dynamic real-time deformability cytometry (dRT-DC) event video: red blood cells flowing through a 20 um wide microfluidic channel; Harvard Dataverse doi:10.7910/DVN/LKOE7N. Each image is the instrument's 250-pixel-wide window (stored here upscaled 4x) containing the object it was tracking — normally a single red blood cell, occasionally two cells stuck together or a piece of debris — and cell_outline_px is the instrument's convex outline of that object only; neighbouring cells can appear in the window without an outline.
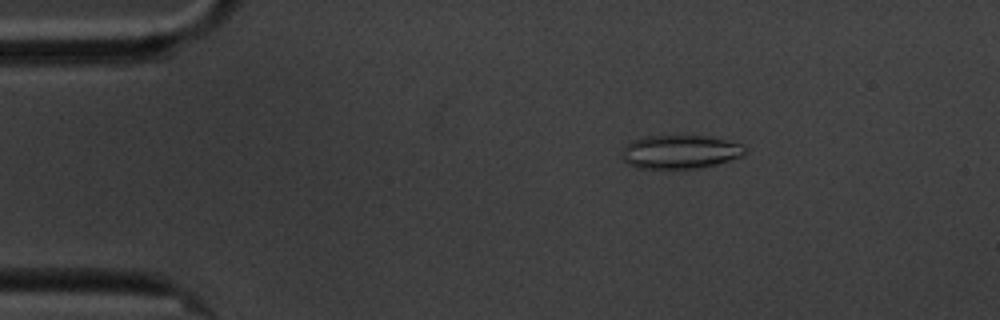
{"species": "common noctule bat (a hibernating species)", "species_latin": "Nyctalus noctula", "temperature_condition": "cold", "stored_images_in_passage": 59, "camera_frame_rate_fps": 3000, "um_per_image_px": 0.085, "animal": {"sex": "male", "body_mass_g": 20.1, "forearm_length_mm": 53.5}, "frame": {"image": 1, "passage_image": 10, "time_ms": 3.0, "image_size_px": [1000, 320], "cell_outline_px": [[748, 152], [740, 156], [716, 164], [700, 168], [636, 168], [628, 164], [624, 160], [620, 152], [632, 140], [648, 136], [712, 136], [744, 144], [748, 148]], "centroid_in_image_um": [57.85, 12.9], "position_along_channel_um": 27.1, "area_um2": 24.22}}
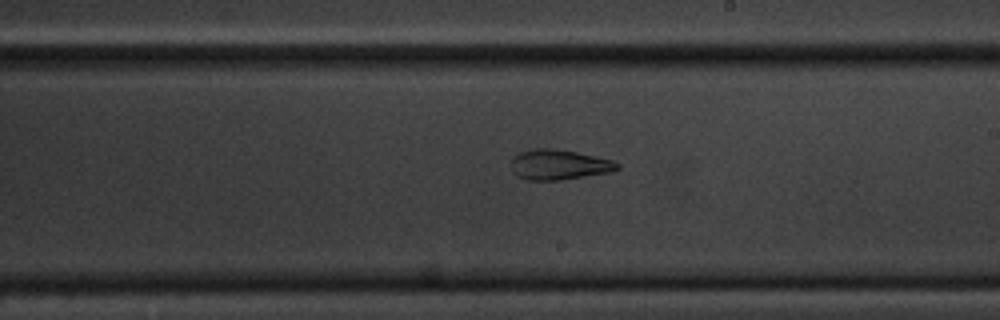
{"frame": {"image": 2, "passage_image": 34, "time_ms": 11.0, "image_size_px": [1000, 320], "cell_outline_px": [[620, 168], [612, 172], [560, 180], [528, 180], [516, 176], [512, 172], [512, 156], [520, 152], [536, 148], [552, 148], [576, 152], [596, 156], [612, 160], [620, 164]], "centroid_in_image_um": [47.51, 14.0], "position_along_channel_um": 241.5, "area_um2": 18.79}}
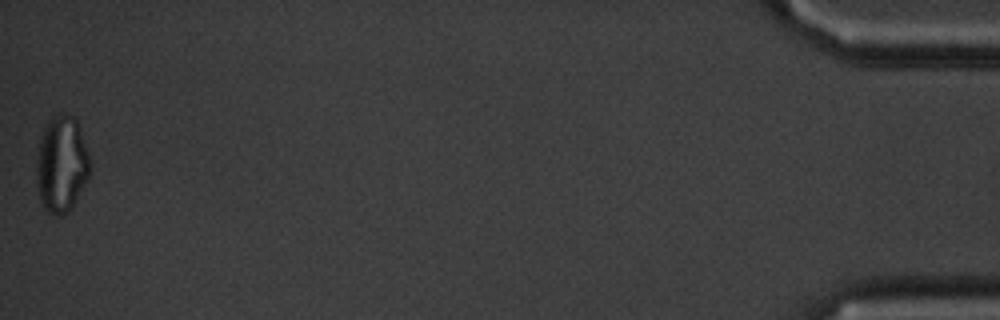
{"frame": {"image": 3, "passage_image": 59, "time_ms": 19.333, "image_size_px": [1000, 320], "cell_outline_px": [[92, 164], [88, 176], [72, 208], [68, 212], [60, 216], [48, 212], [44, 208], [40, 200], [36, 180], [36, 160], [40, 140], [44, 128], [48, 120], [52, 116], [60, 112], [64, 112], [72, 116], [76, 120], [80, 128]], "centroid_in_image_um": [5.23, 13.94], "position_along_channel_um": 430.0, "area_um2": 30.29}, "authors_computed_cell_mechanics": {"area_um2": 24.2182, "velocity_mm_per_s": 3.4004, "shape_relaxation_time_tau1_ms": null, "shape_relaxation_time_tau2_ms": 3.5215, "deformation_change_tau1": null, "deformation_change_tau2": 0.1193}}